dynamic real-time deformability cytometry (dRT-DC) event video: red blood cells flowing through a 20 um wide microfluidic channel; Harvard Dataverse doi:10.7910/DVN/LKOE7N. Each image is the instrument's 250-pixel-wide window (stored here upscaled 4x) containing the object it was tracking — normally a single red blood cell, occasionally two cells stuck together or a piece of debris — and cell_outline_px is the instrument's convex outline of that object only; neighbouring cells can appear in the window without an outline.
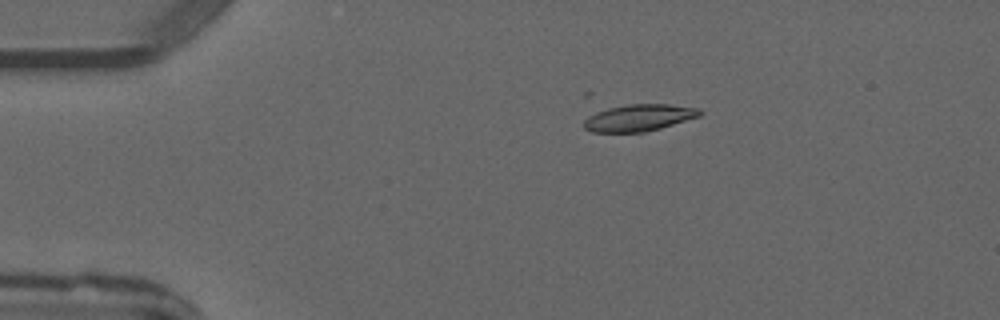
{"species": "common noctule bat (a hibernating species)", "species_latin": "Nyctalus noctula", "temperature_condition": "warm", "stored_images_in_passage": 4, "camera_frame_rate_fps": 3000, "um_per_image_px": 0.085, "animal": {"sex": "male", "forearm_length_mm": 52.5}, "frame": {"image": 1, "passage_image": 3, "time_ms": 2.333, "image_size_px": [1000, 320], "cell_outline_px": [[704, 112], [700, 116], [660, 128], [644, 132], [592, 132], [584, 128], [584, 120], [588, 116], [596, 112], [608, 108], [628, 104], [668, 104], [700, 108]], "centroid_in_image_um": [54.33, 10.0], "position_along_channel_um": 30.7, "area_um2": 18.09}}